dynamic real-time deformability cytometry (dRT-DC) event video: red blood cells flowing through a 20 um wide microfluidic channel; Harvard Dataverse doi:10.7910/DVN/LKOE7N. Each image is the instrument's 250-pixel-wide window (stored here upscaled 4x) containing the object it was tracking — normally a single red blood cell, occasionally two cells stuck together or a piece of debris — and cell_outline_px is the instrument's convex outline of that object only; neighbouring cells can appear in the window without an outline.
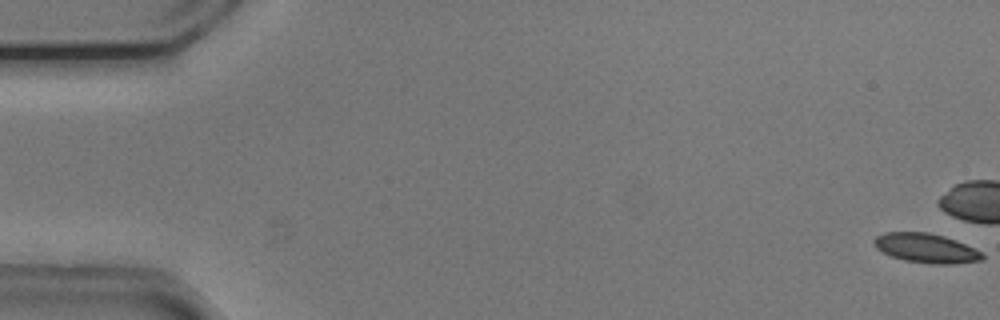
{"species": "common noctule bat (a hibernating species)", "species_latin": "Nyctalus noctula", "temperature_condition": "cold", "stored_images_in_passage": 9, "camera_frame_rate_fps": 3000, "um_per_image_px": 0.085, "animal": {"sex": "male", "body_mass_g": 20.5, "forearm_length_mm": 52.5}, "frame": {"image": 1, "passage_image": 1, "time_ms": 0.0, "image_size_px": [1000, 320], "cell_outline_px": [[984, 260], [948, 264], [932, 264], [904, 260], [892, 256], [876, 248], [872, 244], [872, 240], [876, 236], [884, 232], [928, 232], [944, 236], [956, 240], [980, 252], [984, 256]], "centroid_in_image_um": [78.67, 21.08], "position_along_channel_um": 6.3, "area_um2": 18.44}}